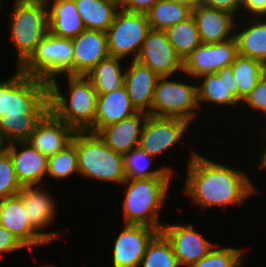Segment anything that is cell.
<instances>
[{
    "mask_svg": "<svg viewBox=\"0 0 266 267\" xmlns=\"http://www.w3.org/2000/svg\"><path fill=\"white\" fill-rule=\"evenodd\" d=\"M190 152L183 193L202 210L214 206L225 209L231 204L240 206L258 192L244 171L217 163L195 150Z\"/></svg>",
    "mask_w": 266,
    "mask_h": 267,
    "instance_id": "cell-1",
    "label": "cell"
},
{
    "mask_svg": "<svg viewBox=\"0 0 266 267\" xmlns=\"http://www.w3.org/2000/svg\"><path fill=\"white\" fill-rule=\"evenodd\" d=\"M15 69L14 75L6 79L5 113L0 117V135L5 144L27 141L49 112V82Z\"/></svg>",
    "mask_w": 266,
    "mask_h": 267,
    "instance_id": "cell-2",
    "label": "cell"
},
{
    "mask_svg": "<svg viewBox=\"0 0 266 267\" xmlns=\"http://www.w3.org/2000/svg\"><path fill=\"white\" fill-rule=\"evenodd\" d=\"M66 77L67 94L60 91L57 77L49 81V111L75 131L94 133L98 94L87 76L67 74Z\"/></svg>",
    "mask_w": 266,
    "mask_h": 267,
    "instance_id": "cell-3",
    "label": "cell"
},
{
    "mask_svg": "<svg viewBox=\"0 0 266 267\" xmlns=\"http://www.w3.org/2000/svg\"><path fill=\"white\" fill-rule=\"evenodd\" d=\"M172 177L126 179L123 200V221L125 224L145 225L159 231L164 222L159 223L161 206L168 199ZM127 184V185H126Z\"/></svg>",
    "mask_w": 266,
    "mask_h": 267,
    "instance_id": "cell-4",
    "label": "cell"
},
{
    "mask_svg": "<svg viewBox=\"0 0 266 267\" xmlns=\"http://www.w3.org/2000/svg\"><path fill=\"white\" fill-rule=\"evenodd\" d=\"M72 143L76 146L79 175L120 185L126 180L123 155L109 148L97 133L76 131Z\"/></svg>",
    "mask_w": 266,
    "mask_h": 267,
    "instance_id": "cell-5",
    "label": "cell"
},
{
    "mask_svg": "<svg viewBox=\"0 0 266 267\" xmlns=\"http://www.w3.org/2000/svg\"><path fill=\"white\" fill-rule=\"evenodd\" d=\"M9 22L10 37L16 47L17 68L33 54L48 32V7L45 0H14Z\"/></svg>",
    "mask_w": 266,
    "mask_h": 267,
    "instance_id": "cell-6",
    "label": "cell"
},
{
    "mask_svg": "<svg viewBox=\"0 0 266 267\" xmlns=\"http://www.w3.org/2000/svg\"><path fill=\"white\" fill-rule=\"evenodd\" d=\"M73 46L71 38L47 32L30 58L20 67L27 76L51 81L61 75H73Z\"/></svg>",
    "mask_w": 266,
    "mask_h": 267,
    "instance_id": "cell-7",
    "label": "cell"
},
{
    "mask_svg": "<svg viewBox=\"0 0 266 267\" xmlns=\"http://www.w3.org/2000/svg\"><path fill=\"white\" fill-rule=\"evenodd\" d=\"M160 77L155 86L151 115L173 117L191 124L200 111L197 101V85Z\"/></svg>",
    "mask_w": 266,
    "mask_h": 267,
    "instance_id": "cell-8",
    "label": "cell"
},
{
    "mask_svg": "<svg viewBox=\"0 0 266 267\" xmlns=\"http://www.w3.org/2000/svg\"><path fill=\"white\" fill-rule=\"evenodd\" d=\"M150 30L146 14L120 8L106 31L109 55L123 59L133 54L136 60Z\"/></svg>",
    "mask_w": 266,
    "mask_h": 267,
    "instance_id": "cell-9",
    "label": "cell"
},
{
    "mask_svg": "<svg viewBox=\"0 0 266 267\" xmlns=\"http://www.w3.org/2000/svg\"><path fill=\"white\" fill-rule=\"evenodd\" d=\"M190 123L173 117L148 115L140 136L139 146L148 155L157 157L180 143Z\"/></svg>",
    "mask_w": 266,
    "mask_h": 267,
    "instance_id": "cell-10",
    "label": "cell"
},
{
    "mask_svg": "<svg viewBox=\"0 0 266 267\" xmlns=\"http://www.w3.org/2000/svg\"><path fill=\"white\" fill-rule=\"evenodd\" d=\"M237 55L235 37L214 44L201 43L183 61V72L193 79L205 74L216 73L230 67Z\"/></svg>",
    "mask_w": 266,
    "mask_h": 267,
    "instance_id": "cell-11",
    "label": "cell"
},
{
    "mask_svg": "<svg viewBox=\"0 0 266 267\" xmlns=\"http://www.w3.org/2000/svg\"><path fill=\"white\" fill-rule=\"evenodd\" d=\"M136 60L159 77L172 78L177 72H183V61L168 41L165 31L151 29Z\"/></svg>",
    "mask_w": 266,
    "mask_h": 267,
    "instance_id": "cell-12",
    "label": "cell"
},
{
    "mask_svg": "<svg viewBox=\"0 0 266 267\" xmlns=\"http://www.w3.org/2000/svg\"><path fill=\"white\" fill-rule=\"evenodd\" d=\"M160 232L170 242L179 266L191 267L214 247L192 224L173 225L164 222Z\"/></svg>",
    "mask_w": 266,
    "mask_h": 267,
    "instance_id": "cell-13",
    "label": "cell"
},
{
    "mask_svg": "<svg viewBox=\"0 0 266 267\" xmlns=\"http://www.w3.org/2000/svg\"><path fill=\"white\" fill-rule=\"evenodd\" d=\"M159 232L145 225L125 224L110 251L113 267H140L148 244Z\"/></svg>",
    "mask_w": 266,
    "mask_h": 267,
    "instance_id": "cell-14",
    "label": "cell"
},
{
    "mask_svg": "<svg viewBox=\"0 0 266 267\" xmlns=\"http://www.w3.org/2000/svg\"><path fill=\"white\" fill-rule=\"evenodd\" d=\"M43 190L40 185H22L18 191V196L22 199L24 209L27 211V217L31 226L41 235L48 243L60 237L59 232H42L53 223L56 216V201L54 197Z\"/></svg>",
    "mask_w": 266,
    "mask_h": 267,
    "instance_id": "cell-15",
    "label": "cell"
},
{
    "mask_svg": "<svg viewBox=\"0 0 266 267\" xmlns=\"http://www.w3.org/2000/svg\"><path fill=\"white\" fill-rule=\"evenodd\" d=\"M0 225L10 231L30 252L34 246L49 244L31 226L22 199L18 195L0 200Z\"/></svg>",
    "mask_w": 266,
    "mask_h": 267,
    "instance_id": "cell-16",
    "label": "cell"
},
{
    "mask_svg": "<svg viewBox=\"0 0 266 267\" xmlns=\"http://www.w3.org/2000/svg\"><path fill=\"white\" fill-rule=\"evenodd\" d=\"M18 182L22 185H41L47 174L48 157L27 141L6 144Z\"/></svg>",
    "mask_w": 266,
    "mask_h": 267,
    "instance_id": "cell-17",
    "label": "cell"
},
{
    "mask_svg": "<svg viewBox=\"0 0 266 267\" xmlns=\"http://www.w3.org/2000/svg\"><path fill=\"white\" fill-rule=\"evenodd\" d=\"M197 85V101L199 109L204 104L216 106H238V87L231 67H226L216 73L205 74L200 77ZM201 80V82H200Z\"/></svg>",
    "mask_w": 266,
    "mask_h": 267,
    "instance_id": "cell-18",
    "label": "cell"
},
{
    "mask_svg": "<svg viewBox=\"0 0 266 267\" xmlns=\"http://www.w3.org/2000/svg\"><path fill=\"white\" fill-rule=\"evenodd\" d=\"M71 41L74 50L73 75L87 76L101 60L110 56L105 32L85 29Z\"/></svg>",
    "mask_w": 266,
    "mask_h": 267,
    "instance_id": "cell-19",
    "label": "cell"
},
{
    "mask_svg": "<svg viewBox=\"0 0 266 267\" xmlns=\"http://www.w3.org/2000/svg\"><path fill=\"white\" fill-rule=\"evenodd\" d=\"M75 133L73 128L49 111L36 125L27 142L49 157L71 144Z\"/></svg>",
    "mask_w": 266,
    "mask_h": 267,
    "instance_id": "cell-20",
    "label": "cell"
},
{
    "mask_svg": "<svg viewBox=\"0 0 266 267\" xmlns=\"http://www.w3.org/2000/svg\"><path fill=\"white\" fill-rule=\"evenodd\" d=\"M191 14L202 43L214 44L234 38L237 17L233 14L202 5L194 8Z\"/></svg>",
    "mask_w": 266,
    "mask_h": 267,
    "instance_id": "cell-21",
    "label": "cell"
},
{
    "mask_svg": "<svg viewBox=\"0 0 266 267\" xmlns=\"http://www.w3.org/2000/svg\"><path fill=\"white\" fill-rule=\"evenodd\" d=\"M125 68L124 85L137 112L151 114V104L159 76L149 67L132 60Z\"/></svg>",
    "mask_w": 266,
    "mask_h": 267,
    "instance_id": "cell-22",
    "label": "cell"
},
{
    "mask_svg": "<svg viewBox=\"0 0 266 267\" xmlns=\"http://www.w3.org/2000/svg\"><path fill=\"white\" fill-rule=\"evenodd\" d=\"M147 116L146 113L137 112L117 123L100 128L96 133L109 148L124 155L139 146Z\"/></svg>",
    "mask_w": 266,
    "mask_h": 267,
    "instance_id": "cell-23",
    "label": "cell"
},
{
    "mask_svg": "<svg viewBox=\"0 0 266 267\" xmlns=\"http://www.w3.org/2000/svg\"><path fill=\"white\" fill-rule=\"evenodd\" d=\"M45 1L48 7V32L72 39L85 30L74 0Z\"/></svg>",
    "mask_w": 266,
    "mask_h": 267,
    "instance_id": "cell-24",
    "label": "cell"
},
{
    "mask_svg": "<svg viewBox=\"0 0 266 267\" xmlns=\"http://www.w3.org/2000/svg\"><path fill=\"white\" fill-rule=\"evenodd\" d=\"M135 113L137 111L130 101L125 85L113 92L98 95L94 133Z\"/></svg>",
    "mask_w": 266,
    "mask_h": 267,
    "instance_id": "cell-25",
    "label": "cell"
},
{
    "mask_svg": "<svg viewBox=\"0 0 266 267\" xmlns=\"http://www.w3.org/2000/svg\"><path fill=\"white\" fill-rule=\"evenodd\" d=\"M250 19V20H249ZM249 20V22H248ZM264 20V21H263ZM266 18H247L246 22L235 27L234 37L237 42L238 54L256 59L266 66ZM252 22V23H250ZM246 23H248L246 25ZM243 24V25H242ZM239 29L238 30V26ZM243 26V27H242ZM237 28V29H236Z\"/></svg>",
    "mask_w": 266,
    "mask_h": 267,
    "instance_id": "cell-26",
    "label": "cell"
},
{
    "mask_svg": "<svg viewBox=\"0 0 266 267\" xmlns=\"http://www.w3.org/2000/svg\"><path fill=\"white\" fill-rule=\"evenodd\" d=\"M85 29L105 32L112 24L120 4L111 0H74Z\"/></svg>",
    "mask_w": 266,
    "mask_h": 267,
    "instance_id": "cell-27",
    "label": "cell"
},
{
    "mask_svg": "<svg viewBox=\"0 0 266 267\" xmlns=\"http://www.w3.org/2000/svg\"><path fill=\"white\" fill-rule=\"evenodd\" d=\"M122 60L109 56L101 60L87 75L98 95L113 92L124 85L125 71Z\"/></svg>",
    "mask_w": 266,
    "mask_h": 267,
    "instance_id": "cell-28",
    "label": "cell"
},
{
    "mask_svg": "<svg viewBox=\"0 0 266 267\" xmlns=\"http://www.w3.org/2000/svg\"><path fill=\"white\" fill-rule=\"evenodd\" d=\"M230 67L238 87V100L242 102L266 73V66L256 59L238 54Z\"/></svg>",
    "mask_w": 266,
    "mask_h": 267,
    "instance_id": "cell-29",
    "label": "cell"
},
{
    "mask_svg": "<svg viewBox=\"0 0 266 267\" xmlns=\"http://www.w3.org/2000/svg\"><path fill=\"white\" fill-rule=\"evenodd\" d=\"M126 179H141L153 177H174L173 167L151 169L153 157L148 155L140 147L132 149L123 155Z\"/></svg>",
    "mask_w": 266,
    "mask_h": 267,
    "instance_id": "cell-30",
    "label": "cell"
},
{
    "mask_svg": "<svg viewBox=\"0 0 266 267\" xmlns=\"http://www.w3.org/2000/svg\"><path fill=\"white\" fill-rule=\"evenodd\" d=\"M165 33L182 61L202 43L192 14L184 21L167 28Z\"/></svg>",
    "mask_w": 266,
    "mask_h": 267,
    "instance_id": "cell-31",
    "label": "cell"
},
{
    "mask_svg": "<svg viewBox=\"0 0 266 267\" xmlns=\"http://www.w3.org/2000/svg\"><path fill=\"white\" fill-rule=\"evenodd\" d=\"M191 11L185 5L168 0H159L146 15L152 30L165 31L167 28L187 19L191 15Z\"/></svg>",
    "mask_w": 266,
    "mask_h": 267,
    "instance_id": "cell-32",
    "label": "cell"
},
{
    "mask_svg": "<svg viewBox=\"0 0 266 267\" xmlns=\"http://www.w3.org/2000/svg\"><path fill=\"white\" fill-rule=\"evenodd\" d=\"M140 267H180L170 242L161 232L148 244Z\"/></svg>",
    "mask_w": 266,
    "mask_h": 267,
    "instance_id": "cell-33",
    "label": "cell"
},
{
    "mask_svg": "<svg viewBox=\"0 0 266 267\" xmlns=\"http://www.w3.org/2000/svg\"><path fill=\"white\" fill-rule=\"evenodd\" d=\"M79 174L76 146L71 143L55 155L48 157L47 174L56 180Z\"/></svg>",
    "mask_w": 266,
    "mask_h": 267,
    "instance_id": "cell-34",
    "label": "cell"
},
{
    "mask_svg": "<svg viewBox=\"0 0 266 267\" xmlns=\"http://www.w3.org/2000/svg\"><path fill=\"white\" fill-rule=\"evenodd\" d=\"M244 257L245 253L240 248H219L216 244L205 257L191 267H242Z\"/></svg>",
    "mask_w": 266,
    "mask_h": 267,
    "instance_id": "cell-35",
    "label": "cell"
},
{
    "mask_svg": "<svg viewBox=\"0 0 266 267\" xmlns=\"http://www.w3.org/2000/svg\"><path fill=\"white\" fill-rule=\"evenodd\" d=\"M20 188L10 154L4 149L0 152V200L17 195Z\"/></svg>",
    "mask_w": 266,
    "mask_h": 267,
    "instance_id": "cell-36",
    "label": "cell"
},
{
    "mask_svg": "<svg viewBox=\"0 0 266 267\" xmlns=\"http://www.w3.org/2000/svg\"><path fill=\"white\" fill-rule=\"evenodd\" d=\"M252 110L266 114V73L258 80L256 86L241 102Z\"/></svg>",
    "mask_w": 266,
    "mask_h": 267,
    "instance_id": "cell-37",
    "label": "cell"
},
{
    "mask_svg": "<svg viewBox=\"0 0 266 267\" xmlns=\"http://www.w3.org/2000/svg\"><path fill=\"white\" fill-rule=\"evenodd\" d=\"M200 5L227 11L234 16L236 15L237 19H239V16L242 17L241 20L244 18V16L247 18L245 14L243 16L242 14L237 15V13L241 11L242 0H200Z\"/></svg>",
    "mask_w": 266,
    "mask_h": 267,
    "instance_id": "cell-38",
    "label": "cell"
},
{
    "mask_svg": "<svg viewBox=\"0 0 266 267\" xmlns=\"http://www.w3.org/2000/svg\"><path fill=\"white\" fill-rule=\"evenodd\" d=\"M25 247L21 242L6 228L0 225V255L1 253L17 252Z\"/></svg>",
    "mask_w": 266,
    "mask_h": 267,
    "instance_id": "cell-39",
    "label": "cell"
},
{
    "mask_svg": "<svg viewBox=\"0 0 266 267\" xmlns=\"http://www.w3.org/2000/svg\"><path fill=\"white\" fill-rule=\"evenodd\" d=\"M159 0H121L120 8L127 12L146 14Z\"/></svg>",
    "mask_w": 266,
    "mask_h": 267,
    "instance_id": "cell-40",
    "label": "cell"
},
{
    "mask_svg": "<svg viewBox=\"0 0 266 267\" xmlns=\"http://www.w3.org/2000/svg\"><path fill=\"white\" fill-rule=\"evenodd\" d=\"M243 9V13L247 11L248 17L258 18L265 17L266 18V0H242L241 10Z\"/></svg>",
    "mask_w": 266,
    "mask_h": 267,
    "instance_id": "cell-41",
    "label": "cell"
},
{
    "mask_svg": "<svg viewBox=\"0 0 266 267\" xmlns=\"http://www.w3.org/2000/svg\"><path fill=\"white\" fill-rule=\"evenodd\" d=\"M6 104V80L0 81V117L5 113Z\"/></svg>",
    "mask_w": 266,
    "mask_h": 267,
    "instance_id": "cell-42",
    "label": "cell"
},
{
    "mask_svg": "<svg viewBox=\"0 0 266 267\" xmlns=\"http://www.w3.org/2000/svg\"><path fill=\"white\" fill-rule=\"evenodd\" d=\"M173 3H178L187 6L191 10L196 8L198 5H200V0H168Z\"/></svg>",
    "mask_w": 266,
    "mask_h": 267,
    "instance_id": "cell-43",
    "label": "cell"
},
{
    "mask_svg": "<svg viewBox=\"0 0 266 267\" xmlns=\"http://www.w3.org/2000/svg\"><path fill=\"white\" fill-rule=\"evenodd\" d=\"M260 162L259 163V167L260 169H265L266 170V149L264 151H262L261 157L259 158Z\"/></svg>",
    "mask_w": 266,
    "mask_h": 267,
    "instance_id": "cell-44",
    "label": "cell"
},
{
    "mask_svg": "<svg viewBox=\"0 0 266 267\" xmlns=\"http://www.w3.org/2000/svg\"><path fill=\"white\" fill-rule=\"evenodd\" d=\"M5 146H6V144L0 135V152H2L5 149Z\"/></svg>",
    "mask_w": 266,
    "mask_h": 267,
    "instance_id": "cell-45",
    "label": "cell"
},
{
    "mask_svg": "<svg viewBox=\"0 0 266 267\" xmlns=\"http://www.w3.org/2000/svg\"><path fill=\"white\" fill-rule=\"evenodd\" d=\"M111 1H115V2H118L120 4L121 0H111Z\"/></svg>",
    "mask_w": 266,
    "mask_h": 267,
    "instance_id": "cell-46",
    "label": "cell"
}]
</instances>
